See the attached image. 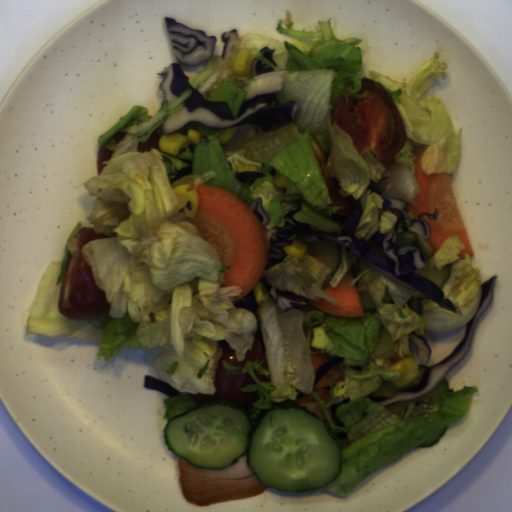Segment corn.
Returning a JSON list of instances; mask_svg holds the SVG:
<instances>
[{
    "instance_id": "1",
    "label": "corn",
    "mask_w": 512,
    "mask_h": 512,
    "mask_svg": "<svg viewBox=\"0 0 512 512\" xmlns=\"http://www.w3.org/2000/svg\"><path fill=\"white\" fill-rule=\"evenodd\" d=\"M200 141L201 133L191 128L187 131L186 136L177 131L162 135L158 141V147L162 153L176 157L182 148H186L189 145H199Z\"/></svg>"
},
{
    "instance_id": "2",
    "label": "corn",
    "mask_w": 512,
    "mask_h": 512,
    "mask_svg": "<svg viewBox=\"0 0 512 512\" xmlns=\"http://www.w3.org/2000/svg\"><path fill=\"white\" fill-rule=\"evenodd\" d=\"M173 191L177 200L174 214H178L179 210L183 208L184 216L188 218L194 217L199 203V193L197 190H191V184L186 183L175 186Z\"/></svg>"
},
{
    "instance_id": "3",
    "label": "corn",
    "mask_w": 512,
    "mask_h": 512,
    "mask_svg": "<svg viewBox=\"0 0 512 512\" xmlns=\"http://www.w3.org/2000/svg\"><path fill=\"white\" fill-rule=\"evenodd\" d=\"M389 369L401 371V377L391 381L392 385H395L399 388L406 386L415 378L420 376L419 362L415 360L414 356L401 358L393 362Z\"/></svg>"
},
{
    "instance_id": "4",
    "label": "corn",
    "mask_w": 512,
    "mask_h": 512,
    "mask_svg": "<svg viewBox=\"0 0 512 512\" xmlns=\"http://www.w3.org/2000/svg\"><path fill=\"white\" fill-rule=\"evenodd\" d=\"M250 50L248 47H244L237 52L231 72L238 78L245 77L252 69L254 56L251 55Z\"/></svg>"
},
{
    "instance_id": "5",
    "label": "corn",
    "mask_w": 512,
    "mask_h": 512,
    "mask_svg": "<svg viewBox=\"0 0 512 512\" xmlns=\"http://www.w3.org/2000/svg\"><path fill=\"white\" fill-rule=\"evenodd\" d=\"M286 255L297 260H303L308 254V244L300 240H293L292 245H284L283 247Z\"/></svg>"
},
{
    "instance_id": "6",
    "label": "corn",
    "mask_w": 512,
    "mask_h": 512,
    "mask_svg": "<svg viewBox=\"0 0 512 512\" xmlns=\"http://www.w3.org/2000/svg\"><path fill=\"white\" fill-rule=\"evenodd\" d=\"M254 299L257 305L268 303L270 301V293L267 292L264 282H258L253 287Z\"/></svg>"
},
{
    "instance_id": "7",
    "label": "corn",
    "mask_w": 512,
    "mask_h": 512,
    "mask_svg": "<svg viewBox=\"0 0 512 512\" xmlns=\"http://www.w3.org/2000/svg\"><path fill=\"white\" fill-rule=\"evenodd\" d=\"M238 128H239V126H232V127H228L227 129H225L217 137L219 142L222 144L228 143L231 140V138L236 134Z\"/></svg>"
},
{
    "instance_id": "8",
    "label": "corn",
    "mask_w": 512,
    "mask_h": 512,
    "mask_svg": "<svg viewBox=\"0 0 512 512\" xmlns=\"http://www.w3.org/2000/svg\"><path fill=\"white\" fill-rule=\"evenodd\" d=\"M274 184L277 188H284L287 187L288 184V177H285L283 173H279L277 170L275 172L274 176Z\"/></svg>"
}]
</instances>
